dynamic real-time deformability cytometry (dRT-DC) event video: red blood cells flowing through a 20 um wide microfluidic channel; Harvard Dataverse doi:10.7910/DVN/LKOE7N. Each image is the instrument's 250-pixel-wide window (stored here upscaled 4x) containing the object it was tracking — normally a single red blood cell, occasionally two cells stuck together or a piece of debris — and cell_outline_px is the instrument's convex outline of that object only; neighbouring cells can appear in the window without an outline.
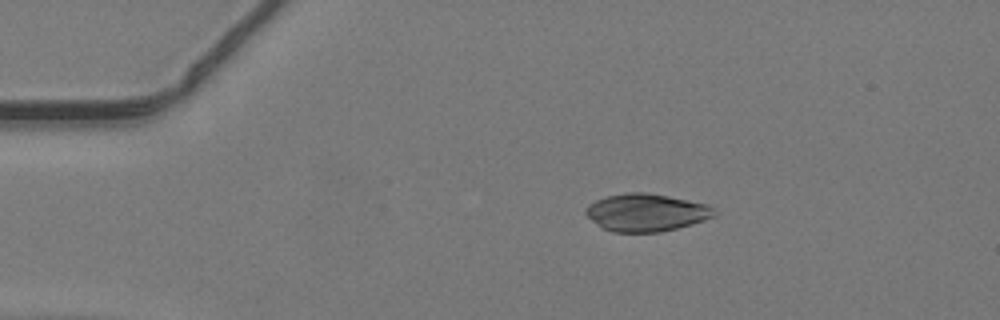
{"species": "common noctule bat (a hibernating species)", "species_latin": "Nyctalus noctula", "temperature_condition": "warm", "stored_images_in_passage": 46, "camera_frame_rate_fps": 3000, "um_per_image_px": 0.085, "animal": {"sex": "male", "body_mass_g": 19.2, "forearm_length_mm": 51.8}, "frame": {"image": 1, "passage_image": 8, "time_ms": 2.333, "image_size_px": [1000, 320], "cell_outline_px": [[716, 216], [692, 224], [660, 232], [612, 232], [596, 224], [584, 212], [584, 208], [588, 204], [596, 200], [608, 196], [628, 192], [648, 192], [708, 204], [716, 212]], "centroid_in_image_um": [54.92, 18.06], "position_along_channel_um": 30.1, "area_um2": 28.15}}
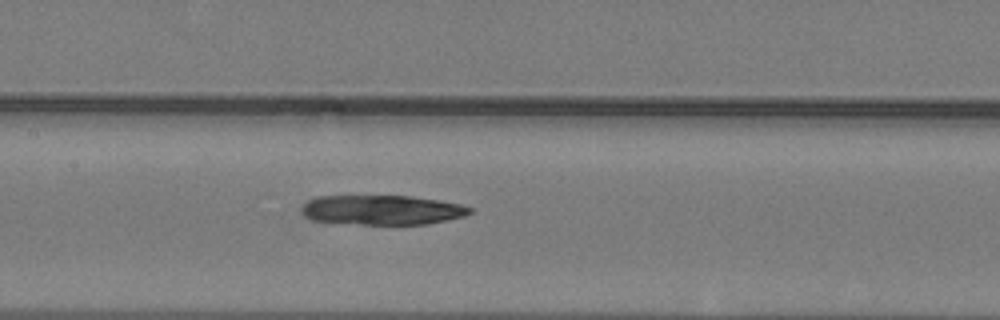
{"frame": {"image": 2, "passage_image": 22, "time_ms": 7.0, "image_size_px": [1000, 320], "cell_outline_px": [[476, 208], [472, 212], [464, 216], [428, 224], [396, 228], [392, 228], [312, 220], [304, 216], [304, 204], [308, 200], [316, 196], [412, 196], [460, 204]], "centroid_in_image_um": [32.54, 17.9], "position_along_channel_um": 174.9, "area_um2": 30.17}}
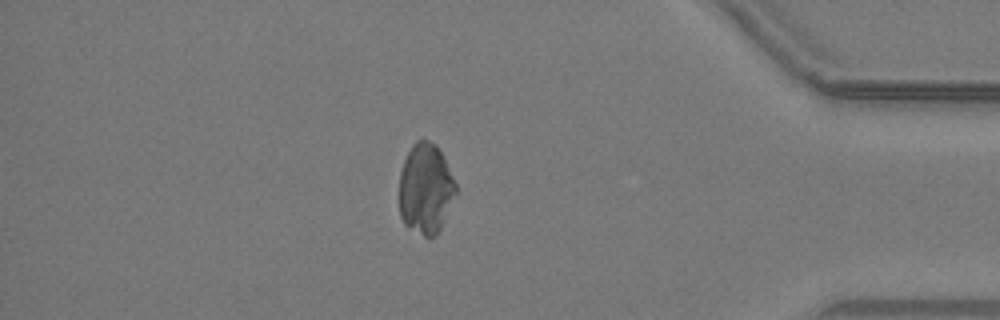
{"frame": {"image": 3, "passage_image": 40, "time_ms": 13.0, "image_size_px": [1000, 320], "cell_outline_px": [[456, 192], [440, 228], [436, 236], [424, 236], [404, 224], [400, 216], [400, 172], [404, 160], [412, 144], [416, 140], [428, 140], [436, 144], [456, 184]], "centroid_in_image_um": [36.16, 16.03], "position_along_channel_um": 399.0, "area_um2": 29.3}}